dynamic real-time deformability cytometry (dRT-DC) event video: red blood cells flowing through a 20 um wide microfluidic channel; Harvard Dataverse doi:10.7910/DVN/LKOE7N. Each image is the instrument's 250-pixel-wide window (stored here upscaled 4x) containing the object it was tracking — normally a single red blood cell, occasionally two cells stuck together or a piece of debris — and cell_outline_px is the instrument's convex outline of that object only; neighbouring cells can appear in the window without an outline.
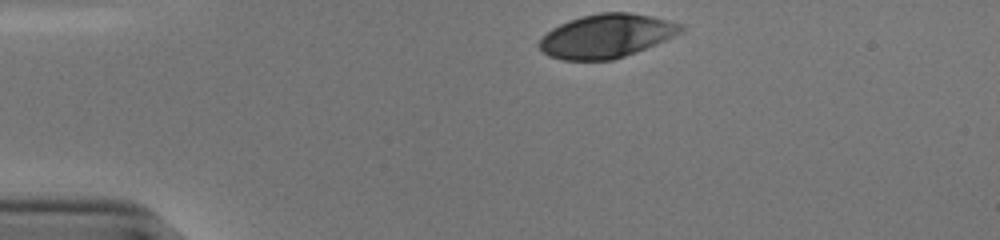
{"species": "human", "species_latin": "Homo sapiens", "temperature_condition": "cold", "stored_images_in_passage": 33, "camera_frame_rate_fps": 3000, "um_per_image_px": 0.085, "donor": {"sex": "male"}, "frame": {"image": 1, "passage_image": 1, "time_ms": 0.0, "image_size_px": [1000, 240], "cell_outline_px": [[684, 32], [656, 44], [636, 52], [612, 60], [560, 60], [548, 56], [536, 44], [540, 36], [552, 28], [568, 20], [580, 16], [600, 12], [628, 12], [652, 16], [684, 24]], "centroid_in_image_um": [51.53, 3.05], "position_along_channel_um": 33.5, "area_um2": 36.47}}
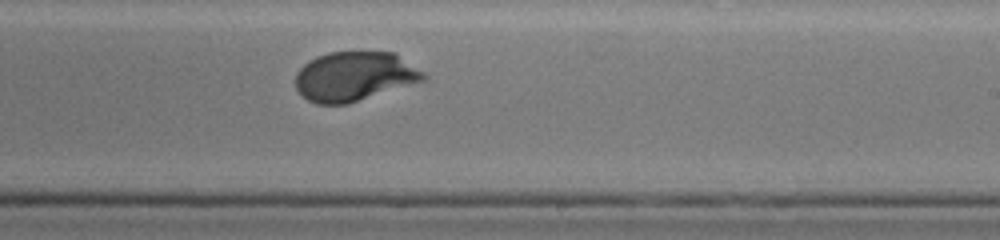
{"frame": {"image": 2, "passage_image": 23, "time_ms": 7.333, "image_size_px": [1000, 240], "cell_outline_px": [[428, 76], [424, 80], [348, 104], [316, 104], [308, 100], [296, 88], [296, 72], [308, 60], [316, 56], [328, 52], [396, 52], [424, 72]], "centroid_in_image_um": [30.13, 6.48], "position_along_channel_um": 258.9, "area_um2": 36.88}}
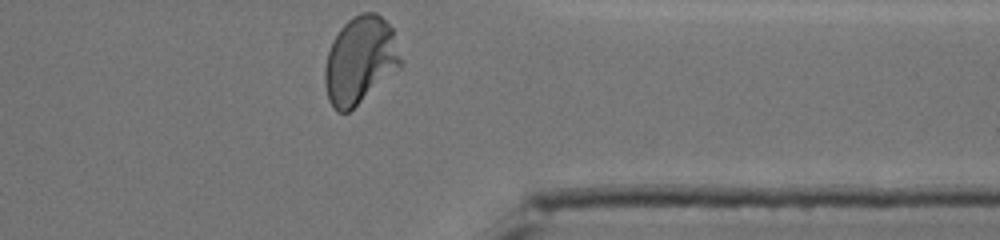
{"frame": {"image": 3, "passage_image": 33, "time_ms": 10.667, "image_size_px": [1000, 240], "cell_outline_px": [[404, 64], [400, 68], [348, 112], [336, 112], [332, 108], [328, 100], [324, 84], [324, 68], [328, 52], [332, 40], [340, 28], [352, 16], [360, 12], [376, 12], [392, 28]], "centroid_in_image_um": [30.6, 5.12], "position_along_channel_um": 380.8, "area_um2": 38.84}, "authors_computed_cell_mechanics": {"area_um2": 37.2232, "velocity_mm_per_s": 3.8338, "shape_relaxation_time_tau1_ms": 3.0087, "shape_relaxation_time_tau2_ms": null, "deformation_change_tau1": 0.1724, "deformation_change_tau2": null}}